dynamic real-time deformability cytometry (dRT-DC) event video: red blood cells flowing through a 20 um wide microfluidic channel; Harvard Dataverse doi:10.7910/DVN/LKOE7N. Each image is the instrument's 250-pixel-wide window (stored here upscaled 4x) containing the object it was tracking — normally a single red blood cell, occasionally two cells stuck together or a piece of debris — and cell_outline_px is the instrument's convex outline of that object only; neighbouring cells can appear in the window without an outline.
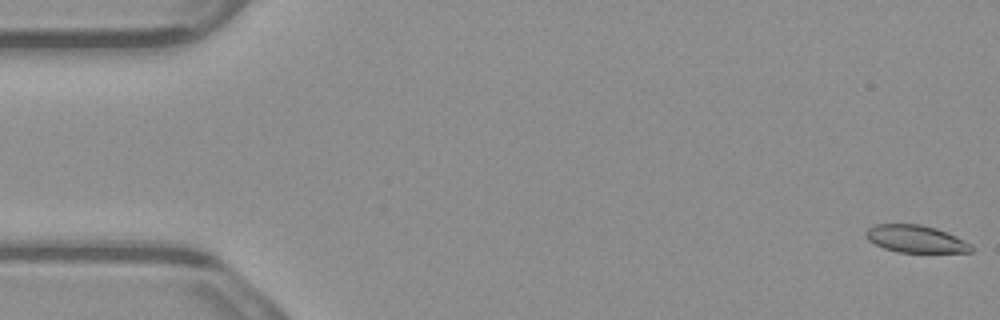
{"species": "common noctule bat (a hibernating species)", "species_latin": "Nyctalus noctula", "temperature_condition": "warm", "stored_images_in_passage": 5, "camera_frame_rate_fps": 3000, "um_per_image_px": 0.085, "animal": {"sex": "male", "body_mass_g": 23.1, "forearm_length_mm": 52.7}, "frame": {"image": 1, "passage_image": 1, "time_ms": 0.0, "image_size_px": [1000, 320], "cell_outline_px": [[976, 248], [972, 252], [900, 252], [884, 248], [868, 240], [864, 232], [868, 228], [876, 224], [920, 224], [936, 228], [956, 236], [972, 244]], "centroid_in_image_um": [77.87, 20.3], "position_along_channel_um": 7.1, "area_um2": 16.82}}
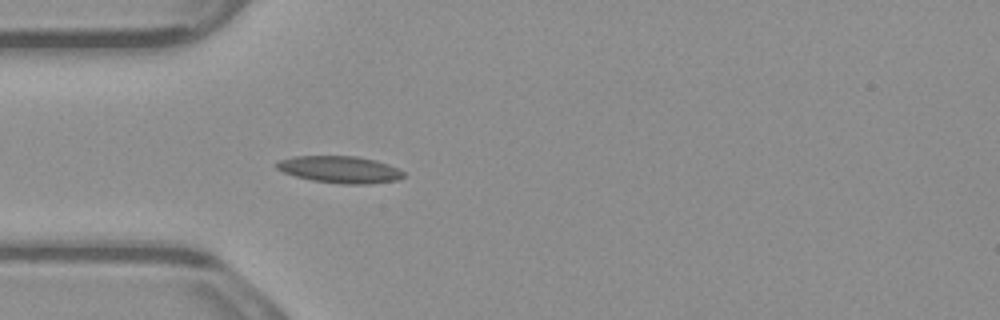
{"frame": {"image": 2, "passage_image": 5, "time_ms": 1.333, "image_size_px": [1000, 320], "cell_outline_px": [[404, 176], [396, 180], [368, 184], [344, 184], [312, 180], [296, 176], [284, 172], [276, 168], [272, 164], [280, 160], [296, 156], [356, 156], [376, 160], [388, 164], [404, 172]], "centroid_in_image_um": [28.87, 14.4], "position_along_channel_um": 56.1, "area_um2": 19.83}}